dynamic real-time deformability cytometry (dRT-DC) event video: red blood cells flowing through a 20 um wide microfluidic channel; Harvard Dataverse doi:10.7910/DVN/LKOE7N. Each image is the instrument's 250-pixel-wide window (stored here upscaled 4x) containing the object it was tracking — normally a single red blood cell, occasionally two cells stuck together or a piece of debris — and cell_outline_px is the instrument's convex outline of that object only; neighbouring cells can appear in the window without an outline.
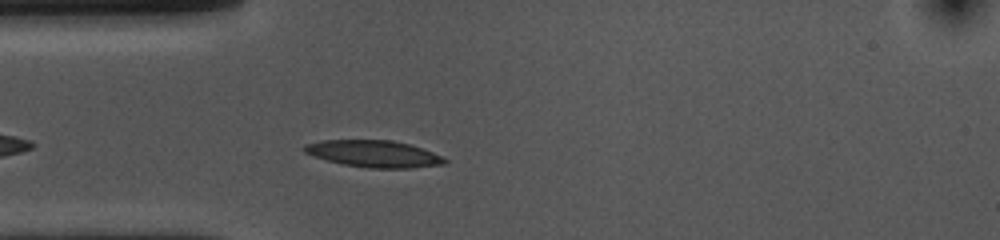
{"species": "common noctule bat (a hibernating species)", "species_latin": "Nyctalus noctula", "temperature_condition": "cold", "stored_images_in_passage": 35, "camera_frame_rate_fps": 3000, "um_per_image_px": 0.085, "animal": {"sex": "female", "body_mass_g": 10.0, "forearm_length_mm": 53.1}, "frame": {"image": 1, "passage_image": 5, "time_ms": 1.333, "image_size_px": [1000, 240], "cell_outline_px": [[448, 160], [444, 164], [412, 168], [368, 168], [344, 164], [328, 160], [304, 152], [304, 144], [320, 140], [392, 140], [408, 144], [444, 156]], "centroid_in_image_um": [31.8, 13.07], "position_along_channel_um": 53.2, "area_um2": 21.79}}
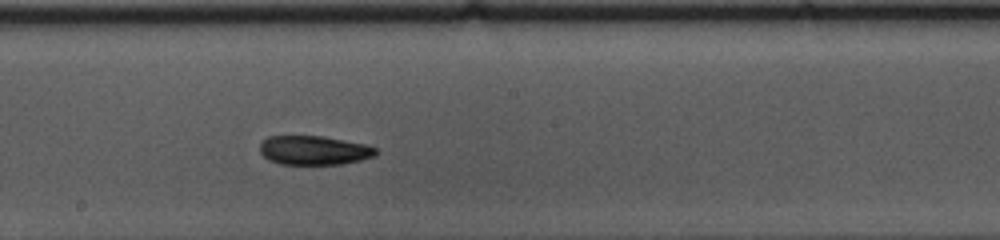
{"frame": {"image": 2, "passage_image": 19, "time_ms": 6.0, "image_size_px": [1000, 240], "cell_outline_px": [[380, 152], [376, 156], [360, 160], [340, 164], [280, 164], [268, 160], [260, 152], [260, 144], [268, 136], [320, 136], [344, 140], [364, 144], [380, 148]], "centroid_in_image_um": [26.73, 12.78], "position_along_channel_um": 221.5, "area_um2": 19.77}}
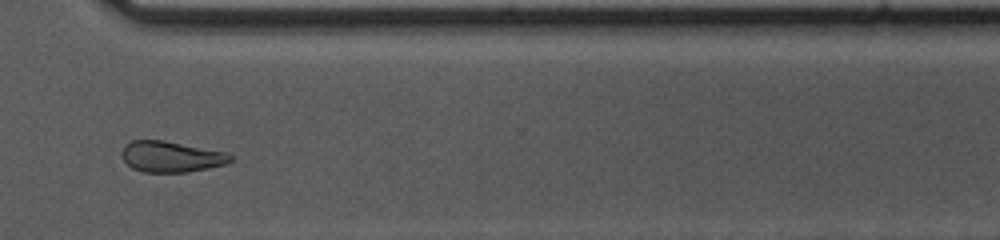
{"frame": {"image": 3, "passage_image": 30, "time_ms": 9.667, "image_size_px": [1000, 240], "cell_outline_px": [[232, 160], [228, 164], [188, 172], [144, 172], [132, 168], [124, 160], [124, 144], [132, 140], [164, 140], [224, 152], [232, 156]], "centroid_in_image_um": [14.56, 13.32], "position_along_channel_um": 356.0, "area_um2": 19.36}, "authors_computed_cell_mechanics": {"area_um2": 20.519, "velocity_mm_per_s": 3.6741, "shape_relaxation_time_tau1_ms": 3.824, "shape_relaxation_time_tau2_ms": null, "deformation_change_tau1": 0.1355, "deformation_change_tau2": null}}